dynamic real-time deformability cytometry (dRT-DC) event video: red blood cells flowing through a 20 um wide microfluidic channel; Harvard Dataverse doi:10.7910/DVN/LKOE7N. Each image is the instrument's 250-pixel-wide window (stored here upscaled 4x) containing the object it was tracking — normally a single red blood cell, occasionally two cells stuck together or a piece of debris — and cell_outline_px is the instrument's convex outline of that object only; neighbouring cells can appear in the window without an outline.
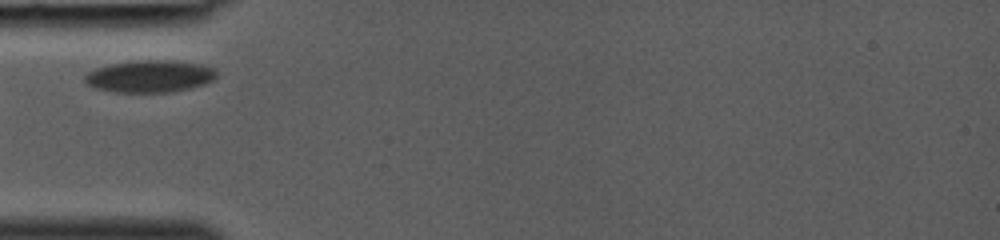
{"species": "common noctule bat (a hibernating species)", "species_latin": "Nyctalus noctula", "temperature_condition": "room temperature", "stored_images_in_passage": 20, "camera_frame_rate_fps": 3000, "um_per_image_px": 0.085, "animal": {"sex": "female", "body_mass_g": 19.0, "forearm_length_mm": 53.3}, "frame": {"image": 1, "passage_image": 1, "time_ms": 0.0, "image_size_px": [1000, 240], "cell_outline_px": [[216, 76], [212, 80], [204, 84], [172, 92], [116, 92], [96, 88], [88, 84], [84, 80], [84, 76], [88, 72], [96, 68], [112, 64], [136, 60], [176, 60], [204, 64], [216, 68]], "centroid_in_image_um": [12.77, 6.47], "position_along_channel_um": 72.2, "area_um2": 24.74}}